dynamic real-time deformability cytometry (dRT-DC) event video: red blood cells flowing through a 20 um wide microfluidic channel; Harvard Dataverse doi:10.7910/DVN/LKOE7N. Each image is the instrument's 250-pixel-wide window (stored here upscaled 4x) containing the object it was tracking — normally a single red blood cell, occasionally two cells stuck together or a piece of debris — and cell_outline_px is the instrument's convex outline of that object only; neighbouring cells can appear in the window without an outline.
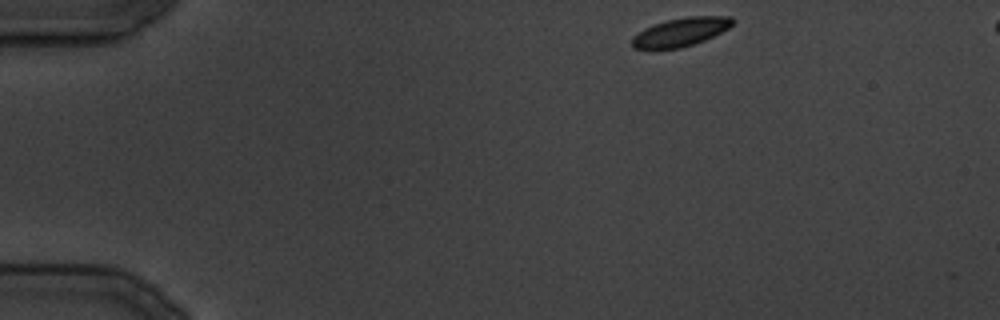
{"species": "common noctule bat (a hibernating species)", "species_latin": "Nyctalus noctula", "temperature_condition": "cold", "stored_images_in_passage": 31, "segment_of_instrument_passage": [1, 2], "camera_frame_rate_fps": 3000, "um_per_image_px": 0.085, "animal": {"sex": "male", "body_mass_g": 19.5, "forearm_length_mm": 54.6}, "frame": {"image": 1, "passage_image": 1, "time_ms": 0.0, "image_size_px": [1000, 320], "cell_outline_px": [[736, 20], [728, 28], [704, 40], [680, 48], [632, 48], [632, 36], [644, 28], [652, 24], [668, 20], [688, 16], [732, 16]], "centroid_in_image_um": [57.86, 2.7], "position_along_channel_um": 27.1, "area_um2": 16.53}}
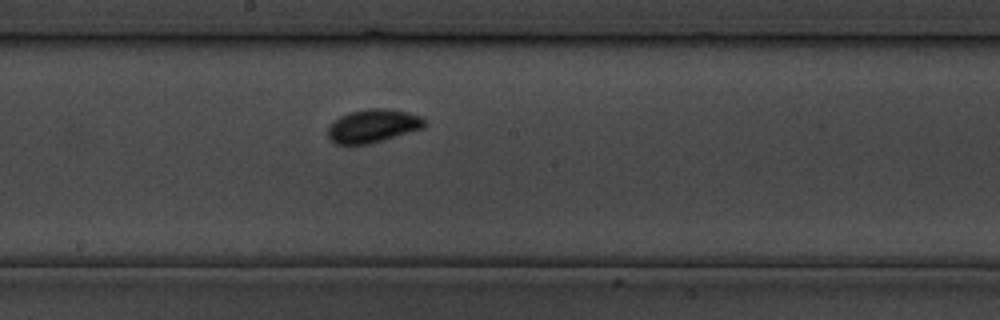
{"frame": {"image": 2, "passage_image": 15, "time_ms": 17.0, "image_size_px": [1000, 320], "cell_outline_px": [[428, 124], [424, 128], [372, 144], [336, 144], [328, 136], [328, 128], [340, 116], [352, 112], [376, 108], [384, 108], [408, 112], [420, 116]], "centroid_in_image_um": [31.76, 10.72], "position_along_channel_um": 216.4, "area_um2": 18.61}}
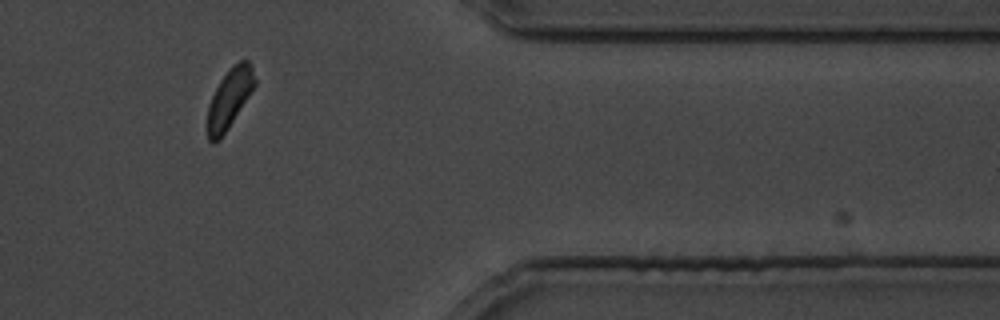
{"frame": {"image": 3, "passage_image": 25, "time_ms": 29.333, "image_size_px": [1000, 320], "cell_outline_px": [[256, 84], [228, 128], [220, 140], [212, 144], [208, 140], [208, 104], [220, 80], [228, 68], [232, 64], [240, 60], [248, 60], [252, 68], [256, 80]], "centroid_in_image_um": [19.5, 8.35], "position_along_channel_um": 391.9, "area_um2": 16.3}}